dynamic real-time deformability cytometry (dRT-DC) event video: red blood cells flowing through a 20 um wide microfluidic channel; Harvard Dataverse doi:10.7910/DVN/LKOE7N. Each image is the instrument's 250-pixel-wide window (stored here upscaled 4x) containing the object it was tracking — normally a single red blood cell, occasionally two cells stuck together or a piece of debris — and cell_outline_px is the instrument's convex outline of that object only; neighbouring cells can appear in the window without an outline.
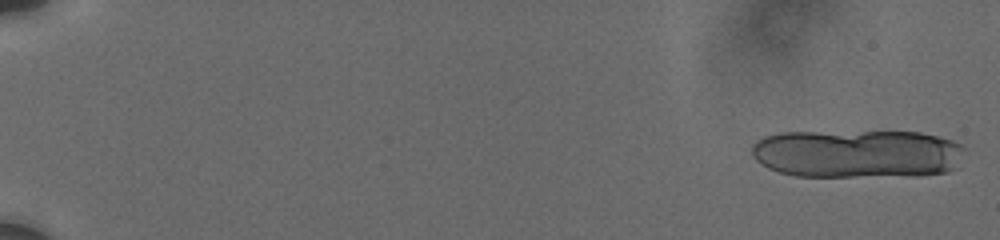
{"species": "human", "species_latin": "Homo sapiens", "temperature_condition": "cold", "stored_images_in_passage": 11, "camera_frame_rate_fps": 3000, "um_per_image_px": 0.085, "donor": {"sex": "male"}, "frame": {"image": 1, "passage_image": 1, "time_ms": 0.0, "image_size_px": [1000, 240], "cell_outline_px": [[964, 148], [956, 168], [948, 172], [920, 176], [796, 176], [780, 172], [768, 168], [756, 160], [752, 156], [752, 144], [756, 140], [764, 136], [780, 132], [920, 132], [952, 140], [960, 144]], "centroid_in_image_um": [72.86, 13.07], "position_along_channel_um": 12.1, "area_um2": 60.52}}